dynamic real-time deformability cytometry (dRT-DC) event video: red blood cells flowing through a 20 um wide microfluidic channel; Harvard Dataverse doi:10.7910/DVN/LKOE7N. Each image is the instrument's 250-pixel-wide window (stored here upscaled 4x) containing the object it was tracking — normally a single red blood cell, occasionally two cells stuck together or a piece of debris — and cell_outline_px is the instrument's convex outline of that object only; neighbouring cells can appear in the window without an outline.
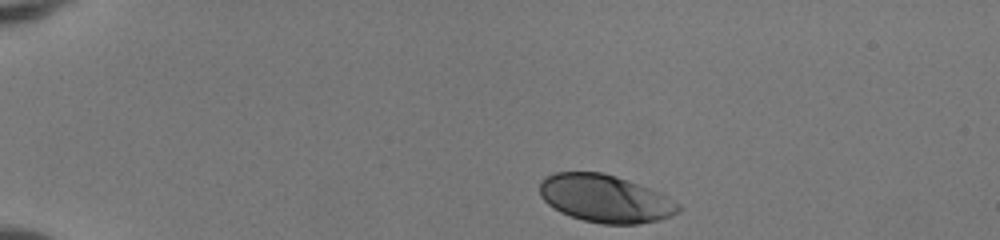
{"species": "human", "species_latin": "Homo sapiens", "temperature_condition": "room temperature", "stored_images_in_passage": 37, "camera_frame_rate_fps": 3000, "um_per_image_px": 0.085, "donor": {"sex": "female"}, "frame": {"image": 1, "passage_image": 1, "time_ms": 0.0, "image_size_px": [1000, 240], "cell_outline_px": [[680, 212], [672, 216], [660, 220], [636, 224], [604, 224], [584, 220], [560, 212], [548, 204], [540, 196], [540, 180], [544, 176], [556, 172], [604, 172], [628, 180], [660, 192], [680, 204]], "centroid_in_image_um": [51.45, 16.87], "position_along_channel_um": 33.5, "area_um2": 38.67}}
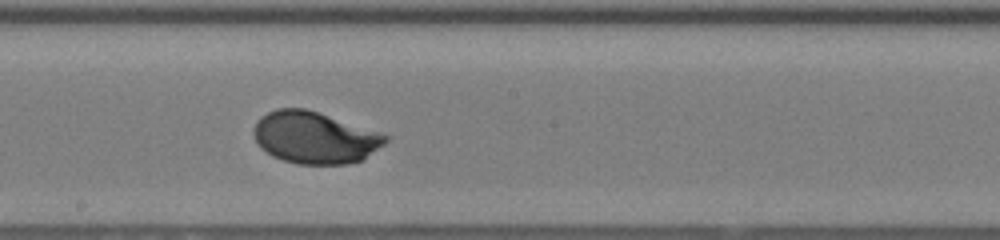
{"frame": {"image": 2, "passage_image": 21, "time_ms": 6.667, "image_size_px": [1000, 240], "cell_outline_px": [[388, 140], [384, 144], [364, 160], [348, 164], [296, 164], [272, 156], [260, 148], [252, 132], [252, 128], [256, 120], [260, 116], [276, 108], [304, 108], [384, 132], [388, 136]], "centroid_in_image_um": [26.76, 11.69], "position_along_channel_um": 221.4, "area_um2": 40.4}}
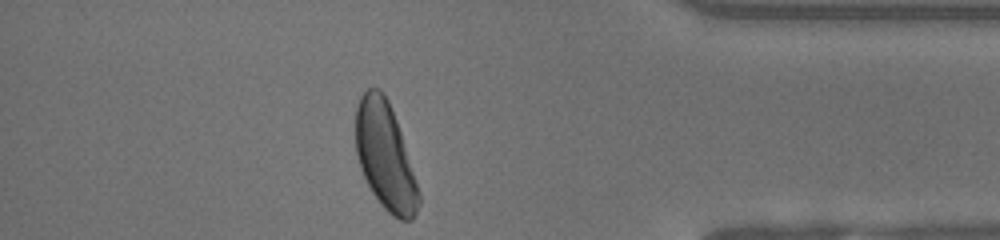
{"frame": {"image": 3, "passage_image": 36, "time_ms": 11.667, "image_size_px": [1000, 240], "cell_outline_px": [[420, 204], [412, 220], [400, 220], [392, 216], [380, 204], [372, 192], [360, 168], [356, 152], [356, 104], [360, 96], [368, 88], [380, 88], [384, 92], [388, 100], [396, 120], [420, 192]], "centroid_in_image_um": [32.73, 13.27], "position_along_channel_um": 402.5, "area_um2": 39.19}, "authors_computed_cell_mechanics": {"area_um2": 39.4196, "velocity_mm_per_s": 4.065, "shape_relaxation_time_tau1_ms": 1.9468, "shape_relaxation_time_tau2_ms": null, "deformation_change_tau1": 0.1483, "deformation_change_tau2": null}}